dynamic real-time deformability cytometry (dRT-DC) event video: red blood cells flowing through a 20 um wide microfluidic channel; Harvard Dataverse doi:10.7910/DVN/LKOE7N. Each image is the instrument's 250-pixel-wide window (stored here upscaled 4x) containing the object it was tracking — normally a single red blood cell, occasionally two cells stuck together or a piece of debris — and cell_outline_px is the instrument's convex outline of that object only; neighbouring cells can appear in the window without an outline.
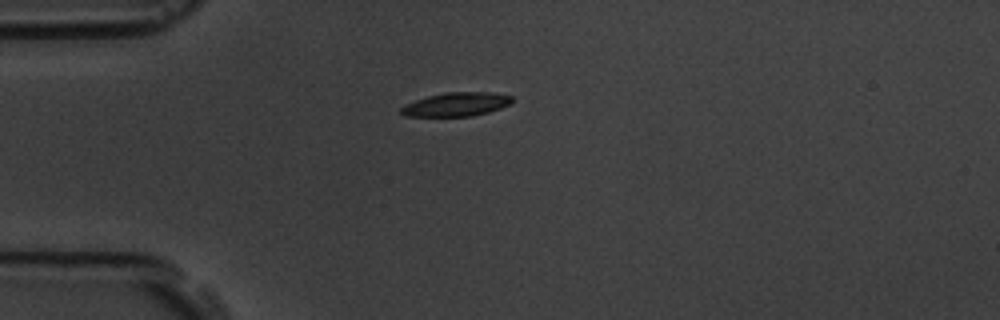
{"species": "common noctule bat (a hibernating species)", "species_latin": "Nyctalus noctula", "temperature_condition": "room temperature", "stored_images_in_passage": 42, "camera_frame_rate_fps": 3000, "um_per_image_px": 0.085, "animal": {"sex": "male", "body_mass_g": 19.5, "forearm_length_mm": 54.6}, "frame": {"image": 1, "passage_image": 1, "time_ms": 0.0, "image_size_px": [1000, 320], "cell_outline_px": [[512, 104], [488, 112], [472, 116], [404, 116], [400, 112], [400, 108], [404, 104], [428, 96], [444, 92], [496, 92], [512, 96]], "centroid_in_image_um": [38.8, 8.86], "position_along_channel_um": 46.2, "area_um2": 15.49}}
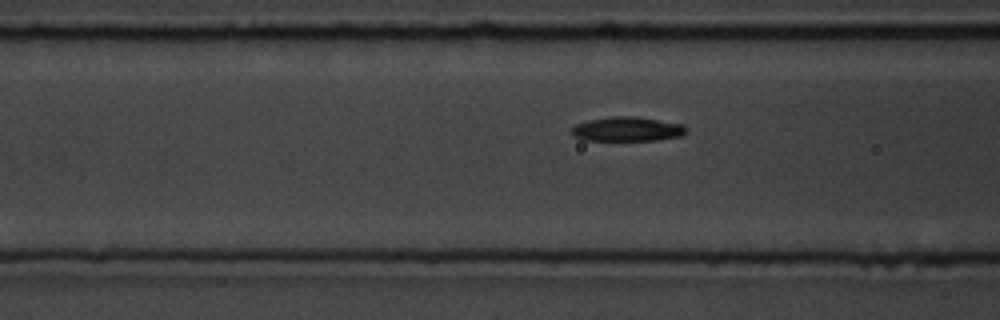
{"frame": {"image": 2, "passage_image": 8, "time_ms": 2.333, "image_size_px": [1000, 320], "cell_outline_px": [[688, 132], [680, 136], [656, 140], [580, 140], [572, 136], [572, 128], [576, 124], [588, 120], [612, 116], [636, 116], [684, 124], [688, 128]], "centroid_in_image_um": [53.33, 10.97], "position_along_channel_um": 113.3, "area_um2": 16.47}}
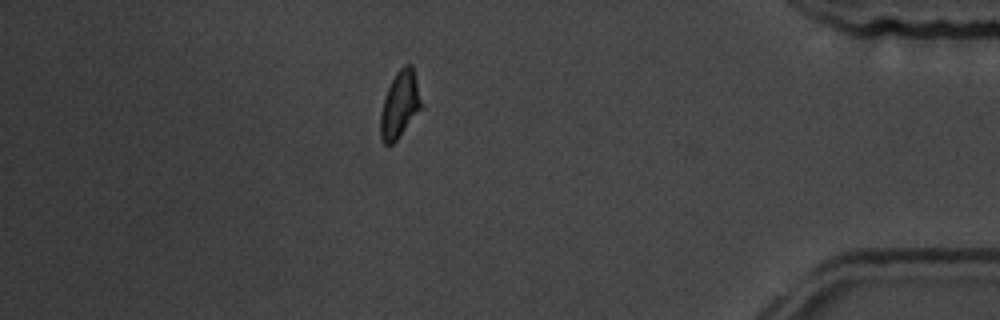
{"frame": {"image": 3, "passage_image": 35, "time_ms": 11.333, "image_size_px": [1000, 320], "cell_outline_px": [[420, 108], [396, 140], [392, 144], [384, 144], [380, 140], [380, 112], [388, 88], [396, 72], [404, 64], [412, 64], [420, 100]], "centroid_in_image_um": [33.93, 8.9], "position_along_channel_um": 401.3, "area_um2": 15.26}, "authors_computed_cell_mechanics": {"area_um2": 16.7909, "velocity_mm_per_s": 3.6402, "shape_relaxation_time_tau1_ms": 5.3831, "shape_relaxation_time_tau2_ms": null, "deformation_change_tau1": 0.1794, "deformation_change_tau2": null}}